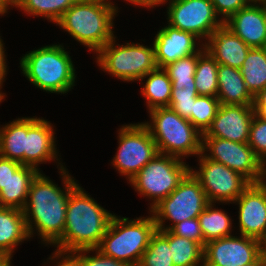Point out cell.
<instances>
[{
    "instance_id": "obj_1",
    "label": "cell",
    "mask_w": 266,
    "mask_h": 266,
    "mask_svg": "<svg viewBox=\"0 0 266 266\" xmlns=\"http://www.w3.org/2000/svg\"><path fill=\"white\" fill-rule=\"evenodd\" d=\"M59 165L65 191L40 171L32 180L29 199L22 210L29 237H32L35 228L41 240L47 244H55L63 236L69 195L78 185L65 167Z\"/></svg>"
},
{
    "instance_id": "obj_2",
    "label": "cell",
    "mask_w": 266,
    "mask_h": 266,
    "mask_svg": "<svg viewBox=\"0 0 266 266\" xmlns=\"http://www.w3.org/2000/svg\"><path fill=\"white\" fill-rule=\"evenodd\" d=\"M113 214L101 207L79 184L70 192L63 236L54 244L57 251L96 249Z\"/></svg>"
},
{
    "instance_id": "obj_3",
    "label": "cell",
    "mask_w": 266,
    "mask_h": 266,
    "mask_svg": "<svg viewBox=\"0 0 266 266\" xmlns=\"http://www.w3.org/2000/svg\"><path fill=\"white\" fill-rule=\"evenodd\" d=\"M117 8L110 0H77L57 25L97 53L114 38L112 28Z\"/></svg>"
},
{
    "instance_id": "obj_4",
    "label": "cell",
    "mask_w": 266,
    "mask_h": 266,
    "mask_svg": "<svg viewBox=\"0 0 266 266\" xmlns=\"http://www.w3.org/2000/svg\"><path fill=\"white\" fill-rule=\"evenodd\" d=\"M20 66L27 79L46 92L64 94L74 86V65L60 44L30 51L22 57Z\"/></svg>"
},
{
    "instance_id": "obj_5",
    "label": "cell",
    "mask_w": 266,
    "mask_h": 266,
    "mask_svg": "<svg viewBox=\"0 0 266 266\" xmlns=\"http://www.w3.org/2000/svg\"><path fill=\"white\" fill-rule=\"evenodd\" d=\"M157 227L153 215L135 220L113 215L100 245L96 248L103 255L138 266Z\"/></svg>"
},
{
    "instance_id": "obj_6",
    "label": "cell",
    "mask_w": 266,
    "mask_h": 266,
    "mask_svg": "<svg viewBox=\"0 0 266 266\" xmlns=\"http://www.w3.org/2000/svg\"><path fill=\"white\" fill-rule=\"evenodd\" d=\"M151 123H143L149 130L160 154L183 159L202 152V134L186 118L169 107L149 110Z\"/></svg>"
},
{
    "instance_id": "obj_7",
    "label": "cell",
    "mask_w": 266,
    "mask_h": 266,
    "mask_svg": "<svg viewBox=\"0 0 266 266\" xmlns=\"http://www.w3.org/2000/svg\"><path fill=\"white\" fill-rule=\"evenodd\" d=\"M190 171L180 158L158 153L130 181L139 194L153 202L151 210L167 198Z\"/></svg>"
},
{
    "instance_id": "obj_8",
    "label": "cell",
    "mask_w": 266,
    "mask_h": 266,
    "mask_svg": "<svg viewBox=\"0 0 266 266\" xmlns=\"http://www.w3.org/2000/svg\"><path fill=\"white\" fill-rule=\"evenodd\" d=\"M115 36L97 52V63L122 81H139L146 74L158 68L155 49L143 44L127 43L115 45Z\"/></svg>"
},
{
    "instance_id": "obj_9",
    "label": "cell",
    "mask_w": 266,
    "mask_h": 266,
    "mask_svg": "<svg viewBox=\"0 0 266 266\" xmlns=\"http://www.w3.org/2000/svg\"><path fill=\"white\" fill-rule=\"evenodd\" d=\"M209 204L202 186L189 171L178 187L156 205L152 213L157 230H170L175 224L192 218H198ZM170 220L172 226L165 227L164 221Z\"/></svg>"
},
{
    "instance_id": "obj_10",
    "label": "cell",
    "mask_w": 266,
    "mask_h": 266,
    "mask_svg": "<svg viewBox=\"0 0 266 266\" xmlns=\"http://www.w3.org/2000/svg\"><path fill=\"white\" fill-rule=\"evenodd\" d=\"M118 134L119 147L112 164L130 181L159 152L143 123L124 125Z\"/></svg>"
},
{
    "instance_id": "obj_11",
    "label": "cell",
    "mask_w": 266,
    "mask_h": 266,
    "mask_svg": "<svg viewBox=\"0 0 266 266\" xmlns=\"http://www.w3.org/2000/svg\"><path fill=\"white\" fill-rule=\"evenodd\" d=\"M199 171L190 167V172L198 180L209 203L234 202L251 182L239 172L222 163L215 162L200 153Z\"/></svg>"
},
{
    "instance_id": "obj_12",
    "label": "cell",
    "mask_w": 266,
    "mask_h": 266,
    "mask_svg": "<svg viewBox=\"0 0 266 266\" xmlns=\"http://www.w3.org/2000/svg\"><path fill=\"white\" fill-rule=\"evenodd\" d=\"M168 0H162V3ZM168 24L197 38H208L224 22L215 12L211 0H169ZM220 19V20H219Z\"/></svg>"
},
{
    "instance_id": "obj_13",
    "label": "cell",
    "mask_w": 266,
    "mask_h": 266,
    "mask_svg": "<svg viewBox=\"0 0 266 266\" xmlns=\"http://www.w3.org/2000/svg\"><path fill=\"white\" fill-rule=\"evenodd\" d=\"M201 150L202 153L211 151L209 152L211 154H204L206 158L239 172L251 183L258 182L261 160L248 143H238L217 137H202Z\"/></svg>"
},
{
    "instance_id": "obj_14",
    "label": "cell",
    "mask_w": 266,
    "mask_h": 266,
    "mask_svg": "<svg viewBox=\"0 0 266 266\" xmlns=\"http://www.w3.org/2000/svg\"><path fill=\"white\" fill-rule=\"evenodd\" d=\"M261 254L258 239L231 235L205 244L203 266H241L254 262Z\"/></svg>"
},
{
    "instance_id": "obj_15",
    "label": "cell",
    "mask_w": 266,
    "mask_h": 266,
    "mask_svg": "<svg viewBox=\"0 0 266 266\" xmlns=\"http://www.w3.org/2000/svg\"><path fill=\"white\" fill-rule=\"evenodd\" d=\"M253 105H223L202 137H217L238 143H248L253 121Z\"/></svg>"
},
{
    "instance_id": "obj_16",
    "label": "cell",
    "mask_w": 266,
    "mask_h": 266,
    "mask_svg": "<svg viewBox=\"0 0 266 266\" xmlns=\"http://www.w3.org/2000/svg\"><path fill=\"white\" fill-rule=\"evenodd\" d=\"M239 205L240 234L259 239L266 226V193L251 183L233 202Z\"/></svg>"
},
{
    "instance_id": "obj_17",
    "label": "cell",
    "mask_w": 266,
    "mask_h": 266,
    "mask_svg": "<svg viewBox=\"0 0 266 266\" xmlns=\"http://www.w3.org/2000/svg\"><path fill=\"white\" fill-rule=\"evenodd\" d=\"M197 39L194 34L169 24L159 30L153 42L158 68H164L180 58L197 53L199 51V47L196 48Z\"/></svg>"
},
{
    "instance_id": "obj_18",
    "label": "cell",
    "mask_w": 266,
    "mask_h": 266,
    "mask_svg": "<svg viewBox=\"0 0 266 266\" xmlns=\"http://www.w3.org/2000/svg\"><path fill=\"white\" fill-rule=\"evenodd\" d=\"M54 138L53 127L49 121L28 117L24 165L38 169V164L57 159Z\"/></svg>"
},
{
    "instance_id": "obj_19",
    "label": "cell",
    "mask_w": 266,
    "mask_h": 266,
    "mask_svg": "<svg viewBox=\"0 0 266 266\" xmlns=\"http://www.w3.org/2000/svg\"><path fill=\"white\" fill-rule=\"evenodd\" d=\"M251 1L246 7L231 15L224 23L248 46L266 47L264 4Z\"/></svg>"
},
{
    "instance_id": "obj_20",
    "label": "cell",
    "mask_w": 266,
    "mask_h": 266,
    "mask_svg": "<svg viewBox=\"0 0 266 266\" xmlns=\"http://www.w3.org/2000/svg\"><path fill=\"white\" fill-rule=\"evenodd\" d=\"M207 42L204 45L205 50L218 64L237 69L242 67L247 53L251 48L234 34L225 23L213 30Z\"/></svg>"
},
{
    "instance_id": "obj_21",
    "label": "cell",
    "mask_w": 266,
    "mask_h": 266,
    "mask_svg": "<svg viewBox=\"0 0 266 266\" xmlns=\"http://www.w3.org/2000/svg\"><path fill=\"white\" fill-rule=\"evenodd\" d=\"M217 98L223 105H253L254 96L249 92L240 69L219 64L217 70Z\"/></svg>"
},
{
    "instance_id": "obj_22",
    "label": "cell",
    "mask_w": 266,
    "mask_h": 266,
    "mask_svg": "<svg viewBox=\"0 0 266 266\" xmlns=\"http://www.w3.org/2000/svg\"><path fill=\"white\" fill-rule=\"evenodd\" d=\"M28 238L23 211L0 207V251L11 256L15 247Z\"/></svg>"
},
{
    "instance_id": "obj_23",
    "label": "cell",
    "mask_w": 266,
    "mask_h": 266,
    "mask_svg": "<svg viewBox=\"0 0 266 266\" xmlns=\"http://www.w3.org/2000/svg\"><path fill=\"white\" fill-rule=\"evenodd\" d=\"M39 169L22 165L0 190V207H11L23 210L32 180L39 173Z\"/></svg>"
},
{
    "instance_id": "obj_24",
    "label": "cell",
    "mask_w": 266,
    "mask_h": 266,
    "mask_svg": "<svg viewBox=\"0 0 266 266\" xmlns=\"http://www.w3.org/2000/svg\"><path fill=\"white\" fill-rule=\"evenodd\" d=\"M27 118H18L0 129V156L24 165Z\"/></svg>"
},
{
    "instance_id": "obj_25",
    "label": "cell",
    "mask_w": 266,
    "mask_h": 266,
    "mask_svg": "<svg viewBox=\"0 0 266 266\" xmlns=\"http://www.w3.org/2000/svg\"><path fill=\"white\" fill-rule=\"evenodd\" d=\"M249 92L255 96L266 87V47H253L240 68Z\"/></svg>"
},
{
    "instance_id": "obj_26",
    "label": "cell",
    "mask_w": 266,
    "mask_h": 266,
    "mask_svg": "<svg viewBox=\"0 0 266 266\" xmlns=\"http://www.w3.org/2000/svg\"><path fill=\"white\" fill-rule=\"evenodd\" d=\"M146 77L148 79L141 92L147 100L148 109L168 107L172 91V81L168 73L164 68H157L146 74L141 80Z\"/></svg>"
},
{
    "instance_id": "obj_27",
    "label": "cell",
    "mask_w": 266,
    "mask_h": 266,
    "mask_svg": "<svg viewBox=\"0 0 266 266\" xmlns=\"http://www.w3.org/2000/svg\"><path fill=\"white\" fill-rule=\"evenodd\" d=\"M201 233L205 244L209 241L231 236L232 222L230 217L221 209H215L209 203L198 216Z\"/></svg>"
},
{
    "instance_id": "obj_28",
    "label": "cell",
    "mask_w": 266,
    "mask_h": 266,
    "mask_svg": "<svg viewBox=\"0 0 266 266\" xmlns=\"http://www.w3.org/2000/svg\"><path fill=\"white\" fill-rule=\"evenodd\" d=\"M168 244L174 266H203L204 248L198 242L168 230Z\"/></svg>"
},
{
    "instance_id": "obj_29",
    "label": "cell",
    "mask_w": 266,
    "mask_h": 266,
    "mask_svg": "<svg viewBox=\"0 0 266 266\" xmlns=\"http://www.w3.org/2000/svg\"><path fill=\"white\" fill-rule=\"evenodd\" d=\"M170 80L172 91L168 107L181 117L188 119L193 111L195 98L198 96L195 80L194 78Z\"/></svg>"
},
{
    "instance_id": "obj_30",
    "label": "cell",
    "mask_w": 266,
    "mask_h": 266,
    "mask_svg": "<svg viewBox=\"0 0 266 266\" xmlns=\"http://www.w3.org/2000/svg\"><path fill=\"white\" fill-rule=\"evenodd\" d=\"M218 66V62L207 51L198 58L194 80L199 96L217 97Z\"/></svg>"
},
{
    "instance_id": "obj_31",
    "label": "cell",
    "mask_w": 266,
    "mask_h": 266,
    "mask_svg": "<svg viewBox=\"0 0 266 266\" xmlns=\"http://www.w3.org/2000/svg\"><path fill=\"white\" fill-rule=\"evenodd\" d=\"M77 0H19L14 7L33 16H42L57 23Z\"/></svg>"
},
{
    "instance_id": "obj_32",
    "label": "cell",
    "mask_w": 266,
    "mask_h": 266,
    "mask_svg": "<svg viewBox=\"0 0 266 266\" xmlns=\"http://www.w3.org/2000/svg\"><path fill=\"white\" fill-rule=\"evenodd\" d=\"M138 266H174L168 244V230H156Z\"/></svg>"
},
{
    "instance_id": "obj_33",
    "label": "cell",
    "mask_w": 266,
    "mask_h": 266,
    "mask_svg": "<svg viewBox=\"0 0 266 266\" xmlns=\"http://www.w3.org/2000/svg\"><path fill=\"white\" fill-rule=\"evenodd\" d=\"M220 107L217 97L197 96L195 98L193 111L188 120L203 135L210 127Z\"/></svg>"
},
{
    "instance_id": "obj_34",
    "label": "cell",
    "mask_w": 266,
    "mask_h": 266,
    "mask_svg": "<svg viewBox=\"0 0 266 266\" xmlns=\"http://www.w3.org/2000/svg\"><path fill=\"white\" fill-rule=\"evenodd\" d=\"M200 50L192 55L180 58L164 67L170 79H190L194 78L198 58L206 51L202 43Z\"/></svg>"
},
{
    "instance_id": "obj_35",
    "label": "cell",
    "mask_w": 266,
    "mask_h": 266,
    "mask_svg": "<svg viewBox=\"0 0 266 266\" xmlns=\"http://www.w3.org/2000/svg\"><path fill=\"white\" fill-rule=\"evenodd\" d=\"M248 145L261 161L266 159V121L255 114L250 127Z\"/></svg>"
},
{
    "instance_id": "obj_36",
    "label": "cell",
    "mask_w": 266,
    "mask_h": 266,
    "mask_svg": "<svg viewBox=\"0 0 266 266\" xmlns=\"http://www.w3.org/2000/svg\"><path fill=\"white\" fill-rule=\"evenodd\" d=\"M90 251H96V256L85 255L86 252L90 253ZM72 253L78 266H130L125 262L103 255L98 249H79Z\"/></svg>"
},
{
    "instance_id": "obj_37",
    "label": "cell",
    "mask_w": 266,
    "mask_h": 266,
    "mask_svg": "<svg viewBox=\"0 0 266 266\" xmlns=\"http://www.w3.org/2000/svg\"><path fill=\"white\" fill-rule=\"evenodd\" d=\"M170 231L175 235L198 242L204 248V239L198 218L178 222Z\"/></svg>"
},
{
    "instance_id": "obj_38",
    "label": "cell",
    "mask_w": 266,
    "mask_h": 266,
    "mask_svg": "<svg viewBox=\"0 0 266 266\" xmlns=\"http://www.w3.org/2000/svg\"><path fill=\"white\" fill-rule=\"evenodd\" d=\"M215 12L218 15H223L222 20L225 22L231 15L237 13L242 8L246 7L250 0H211Z\"/></svg>"
},
{
    "instance_id": "obj_39",
    "label": "cell",
    "mask_w": 266,
    "mask_h": 266,
    "mask_svg": "<svg viewBox=\"0 0 266 266\" xmlns=\"http://www.w3.org/2000/svg\"><path fill=\"white\" fill-rule=\"evenodd\" d=\"M21 166L22 164L17 161L0 156V190L3 188V185L7 182L9 177Z\"/></svg>"
},
{
    "instance_id": "obj_40",
    "label": "cell",
    "mask_w": 266,
    "mask_h": 266,
    "mask_svg": "<svg viewBox=\"0 0 266 266\" xmlns=\"http://www.w3.org/2000/svg\"><path fill=\"white\" fill-rule=\"evenodd\" d=\"M254 114L266 121V87L254 96Z\"/></svg>"
},
{
    "instance_id": "obj_41",
    "label": "cell",
    "mask_w": 266,
    "mask_h": 266,
    "mask_svg": "<svg viewBox=\"0 0 266 266\" xmlns=\"http://www.w3.org/2000/svg\"><path fill=\"white\" fill-rule=\"evenodd\" d=\"M64 254V256H63ZM68 254V255H67ZM66 255V256H65ZM60 257V258H59ZM55 258H59L62 260H60V262H57V266H78L76 258L74 256V254L72 252H61V251H55L54 255L51 256L49 259H55Z\"/></svg>"
},
{
    "instance_id": "obj_42",
    "label": "cell",
    "mask_w": 266,
    "mask_h": 266,
    "mask_svg": "<svg viewBox=\"0 0 266 266\" xmlns=\"http://www.w3.org/2000/svg\"><path fill=\"white\" fill-rule=\"evenodd\" d=\"M2 39L0 38V89L3 85V81L5 79V75H6V72H7V66H6V55H5V51H4V47H3V43H2ZM4 93H1L0 91V96L4 99V96L3 95Z\"/></svg>"
},
{
    "instance_id": "obj_43",
    "label": "cell",
    "mask_w": 266,
    "mask_h": 266,
    "mask_svg": "<svg viewBox=\"0 0 266 266\" xmlns=\"http://www.w3.org/2000/svg\"><path fill=\"white\" fill-rule=\"evenodd\" d=\"M266 159L261 161L260 167V176L257 184L265 191L266 193Z\"/></svg>"
},
{
    "instance_id": "obj_44",
    "label": "cell",
    "mask_w": 266,
    "mask_h": 266,
    "mask_svg": "<svg viewBox=\"0 0 266 266\" xmlns=\"http://www.w3.org/2000/svg\"><path fill=\"white\" fill-rule=\"evenodd\" d=\"M134 5L144 6V7H154L162 4V0H126Z\"/></svg>"
},
{
    "instance_id": "obj_45",
    "label": "cell",
    "mask_w": 266,
    "mask_h": 266,
    "mask_svg": "<svg viewBox=\"0 0 266 266\" xmlns=\"http://www.w3.org/2000/svg\"><path fill=\"white\" fill-rule=\"evenodd\" d=\"M259 248L262 254L266 255V226L264 232L258 239Z\"/></svg>"
},
{
    "instance_id": "obj_46",
    "label": "cell",
    "mask_w": 266,
    "mask_h": 266,
    "mask_svg": "<svg viewBox=\"0 0 266 266\" xmlns=\"http://www.w3.org/2000/svg\"><path fill=\"white\" fill-rule=\"evenodd\" d=\"M241 266H266V255L261 254L254 262Z\"/></svg>"
},
{
    "instance_id": "obj_47",
    "label": "cell",
    "mask_w": 266,
    "mask_h": 266,
    "mask_svg": "<svg viewBox=\"0 0 266 266\" xmlns=\"http://www.w3.org/2000/svg\"><path fill=\"white\" fill-rule=\"evenodd\" d=\"M11 258L12 256H9L7 254H4L0 251V266H11Z\"/></svg>"
},
{
    "instance_id": "obj_48",
    "label": "cell",
    "mask_w": 266,
    "mask_h": 266,
    "mask_svg": "<svg viewBox=\"0 0 266 266\" xmlns=\"http://www.w3.org/2000/svg\"><path fill=\"white\" fill-rule=\"evenodd\" d=\"M8 9L9 6L3 0H0V14L4 15L5 13H7Z\"/></svg>"
},
{
    "instance_id": "obj_49",
    "label": "cell",
    "mask_w": 266,
    "mask_h": 266,
    "mask_svg": "<svg viewBox=\"0 0 266 266\" xmlns=\"http://www.w3.org/2000/svg\"><path fill=\"white\" fill-rule=\"evenodd\" d=\"M8 6H14L19 0H3Z\"/></svg>"
},
{
    "instance_id": "obj_50",
    "label": "cell",
    "mask_w": 266,
    "mask_h": 266,
    "mask_svg": "<svg viewBox=\"0 0 266 266\" xmlns=\"http://www.w3.org/2000/svg\"><path fill=\"white\" fill-rule=\"evenodd\" d=\"M264 20H265V25H266V6L264 5Z\"/></svg>"
},
{
    "instance_id": "obj_51",
    "label": "cell",
    "mask_w": 266,
    "mask_h": 266,
    "mask_svg": "<svg viewBox=\"0 0 266 266\" xmlns=\"http://www.w3.org/2000/svg\"><path fill=\"white\" fill-rule=\"evenodd\" d=\"M261 2L266 6V0H261Z\"/></svg>"
},
{
    "instance_id": "obj_52",
    "label": "cell",
    "mask_w": 266,
    "mask_h": 266,
    "mask_svg": "<svg viewBox=\"0 0 266 266\" xmlns=\"http://www.w3.org/2000/svg\"><path fill=\"white\" fill-rule=\"evenodd\" d=\"M250 1H253V2H260L261 0H250Z\"/></svg>"
}]
</instances>
